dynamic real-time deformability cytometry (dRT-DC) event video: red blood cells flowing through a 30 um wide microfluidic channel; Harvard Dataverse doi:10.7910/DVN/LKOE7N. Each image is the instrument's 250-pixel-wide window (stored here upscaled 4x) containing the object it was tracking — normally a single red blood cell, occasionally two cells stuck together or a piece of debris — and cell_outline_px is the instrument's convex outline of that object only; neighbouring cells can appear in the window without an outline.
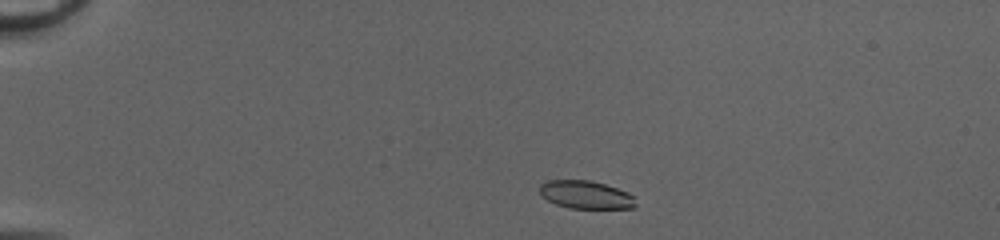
{"species": "common noctule bat (a hibernating species)", "species_latin": "Nyctalus noctula", "temperature_condition": "cold", "stored_images_in_passage": 3, "camera_frame_rate_fps": 3000, "um_per_image_px": 0.085, "animal": {"sex": "female", "body_mass_g": 20.0, "forearm_length_mm": 54.0}, "frame": {"image": 1, "passage_image": 3, "time_ms": 0.667, "image_size_px": [1000, 240], "cell_outline_px": [[636, 204], [632, 208], [568, 208], [556, 204], [540, 196], [540, 184], [548, 180], [592, 180], [628, 192], [636, 196]], "centroid_in_image_um": [49.8, 16.55], "position_along_channel_um": 35.2, "area_um2": 15.78}}